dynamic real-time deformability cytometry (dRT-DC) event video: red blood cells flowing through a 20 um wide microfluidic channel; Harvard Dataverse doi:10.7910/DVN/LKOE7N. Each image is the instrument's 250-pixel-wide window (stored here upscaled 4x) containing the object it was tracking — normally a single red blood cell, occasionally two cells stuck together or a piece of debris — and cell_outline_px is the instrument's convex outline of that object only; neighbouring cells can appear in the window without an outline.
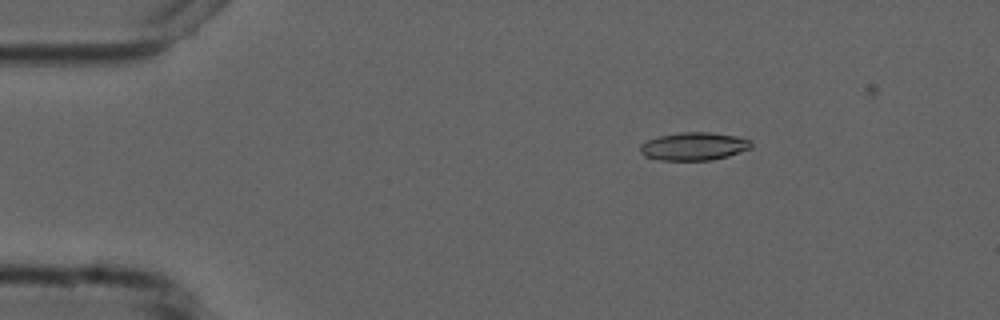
{"species": "common noctule bat (a hibernating species)", "species_latin": "Nyctalus noctula", "temperature_condition": "cold", "stored_images_in_passage": 5, "camera_frame_rate_fps": 3000, "um_per_image_px": 0.085, "animal": {"sex": "male", "forearm_length_mm": 52.5}, "frame": {"image": 1, "passage_image": 3, "time_ms": 2.333, "image_size_px": [1000, 320], "cell_outline_px": [[752, 148], [728, 156], [712, 160], [660, 160], [644, 156], [640, 152], [640, 144], [648, 140], [660, 136], [680, 132], [708, 132], [736, 136], [752, 140]], "centroid_in_image_um": [59.0, 12.44], "position_along_channel_um": 26.0, "area_um2": 18.15}}